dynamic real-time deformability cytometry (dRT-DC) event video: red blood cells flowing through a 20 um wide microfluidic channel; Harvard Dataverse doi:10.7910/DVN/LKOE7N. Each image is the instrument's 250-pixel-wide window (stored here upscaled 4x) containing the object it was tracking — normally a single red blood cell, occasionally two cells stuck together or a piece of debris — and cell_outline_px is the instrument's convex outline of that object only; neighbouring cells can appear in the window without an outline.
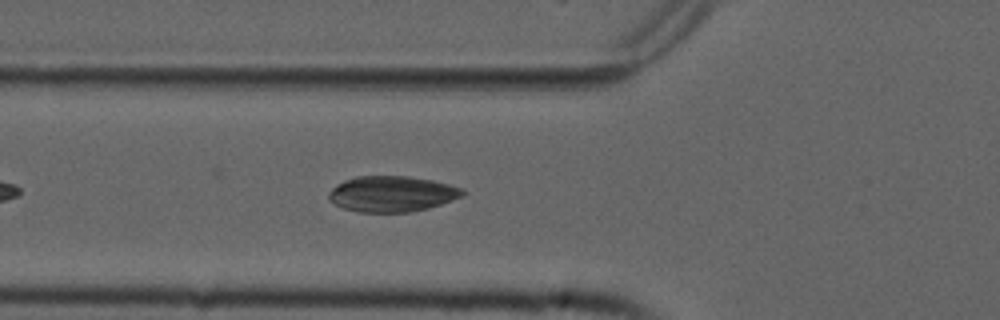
{"species": "common noctule bat (a hibernating species)", "species_latin": "Nyctalus noctula", "temperature_condition": "cold", "stored_images_in_passage": 11, "camera_frame_rate_fps": 3000, "um_per_image_px": 0.085, "animal": {"sex": "male", "forearm_length_mm": 52.5}, "frame": {"image": 1, "passage_image": 8, "time_ms": 2.333, "image_size_px": [1000, 320], "cell_outline_px": [[468, 192], [464, 196], [428, 208], [408, 212], [360, 212], [344, 208], [328, 200], [328, 192], [336, 184], [344, 180], [356, 176], [408, 176], [432, 180], [448, 184], [460, 188]], "centroid_in_image_um": [33.3, 16.47], "position_along_channel_um": 92.5, "area_um2": 27.92}}